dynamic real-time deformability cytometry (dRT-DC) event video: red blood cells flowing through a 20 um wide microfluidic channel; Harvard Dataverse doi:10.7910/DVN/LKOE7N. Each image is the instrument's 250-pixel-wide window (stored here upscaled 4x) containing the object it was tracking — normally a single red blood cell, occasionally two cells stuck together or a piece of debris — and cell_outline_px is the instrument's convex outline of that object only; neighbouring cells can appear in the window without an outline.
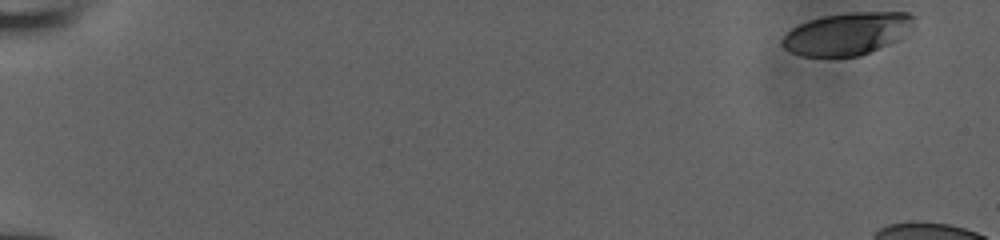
{"species": "human", "species_latin": "Homo sapiens", "temperature_condition": "room temperature", "stored_images_in_passage": 14, "camera_frame_rate_fps": 3000, "um_per_image_px": 0.085, "donor": {"sex": "male"}, "frame": {"image": 1, "passage_image": 1, "time_ms": 0.0, "image_size_px": [1000, 240], "cell_outline_px": [[916, 16], [912, 24], [896, 40], [888, 44], [860, 56], [804, 56], [792, 52], [784, 48], [780, 44], [780, 40], [792, 28], [808, 20], [824, 16], [852, 12], [908, 12]], "centroid_in_image_um": [71.97, 2.85], "position_along_channel_um": 13.0, "area_um2": 32.08}}